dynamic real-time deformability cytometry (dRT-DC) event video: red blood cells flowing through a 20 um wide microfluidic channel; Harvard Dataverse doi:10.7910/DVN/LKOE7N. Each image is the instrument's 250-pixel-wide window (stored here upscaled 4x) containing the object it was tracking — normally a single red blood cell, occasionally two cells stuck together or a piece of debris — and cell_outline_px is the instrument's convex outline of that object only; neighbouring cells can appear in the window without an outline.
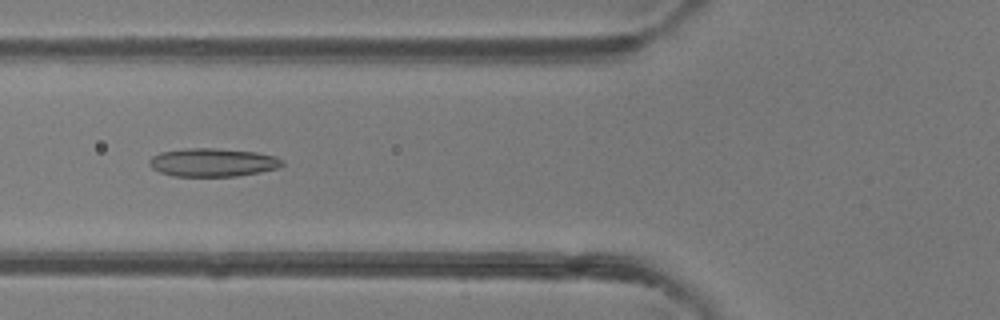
{"species": "common noctule bat (a hibernating species)", "species_latin": "Nyctalus noctula", "temperature_condition": "room temperature", "stored_images_in_passage": 45, "camera_frame_rate_fps": 3000, "um_per_image_px": 0.085, "animal": {"sex": "female"}, "frame": {"image": 1, "passage_image": 18, "time_ms": 5.667, "image_size_px": [1000, 320], "cell_outline_px": [[284, 164], [280, 168], [260, 172], [236, 176], [172, 176], [160, 172], [152, 168], [148, 164], [148, 160], [152, 156], [160, 152], [184, 148], [216, 148], [256, 152], [276, 156], [284, 160]], "centroid_in_image_um": [18.09, 13.8], "position_along_channel_um": 107.7, "area_um2": 22.2}}
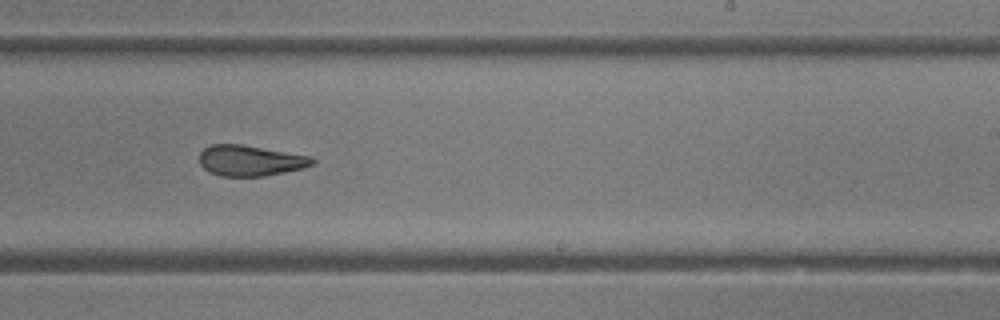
{"frame": {"image": 2, "passage_image": 29, "time_ms": 9.333, "image_size_px": [1000, 320], "cell_outline_px": [[316, 160], [312, 164], [304, 168], [264, 176], [220, 176], [208, 172], [200, 164], [200, 152], [204, 148], [212, 144], [244, 144], [312, 156]], "centroid_in_image_um": [21.28, 13.64], "position_along_channel_um": 267.7, "area_um2": 20.4}}
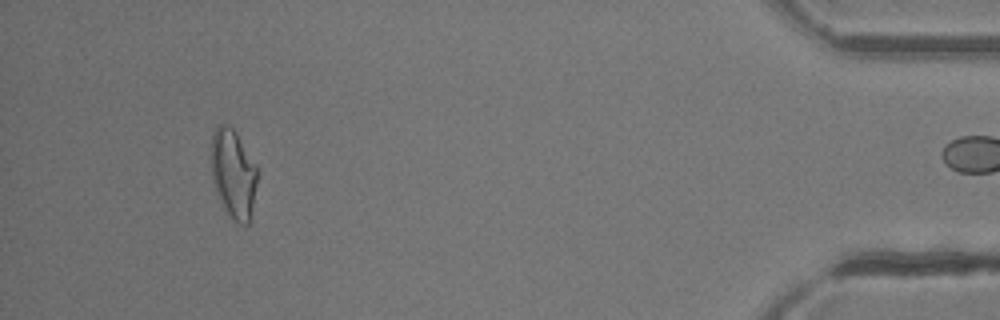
{"frame": {"image": 3, "passage_image": 44, "time_ms": 14.333, "image_size_px": [1000, 320], "cell_outline_px": [[256, 184], [248, 224], [240, 224], [232, 220], [224, 212], [216, 192], [212, 180], [212, 132], [220, 124], [228, 124], [236, 132], [256, 168]], "centroid_in_image_um": [19.79, 14.8], "position_along_channel_um": 415.4, "area_um2": 23.47}, "authors_computed_cell_mechanics": {"area_um2": 22.253, "velocity_mm_per_s": 4.3622, "shape_relaxation_time_tau1_ms": null, "shape_relaxation_time_tau2_ms": 2.0281, "deformation_change_tau1": null, "deformation_change_tau2": 0.1041}}